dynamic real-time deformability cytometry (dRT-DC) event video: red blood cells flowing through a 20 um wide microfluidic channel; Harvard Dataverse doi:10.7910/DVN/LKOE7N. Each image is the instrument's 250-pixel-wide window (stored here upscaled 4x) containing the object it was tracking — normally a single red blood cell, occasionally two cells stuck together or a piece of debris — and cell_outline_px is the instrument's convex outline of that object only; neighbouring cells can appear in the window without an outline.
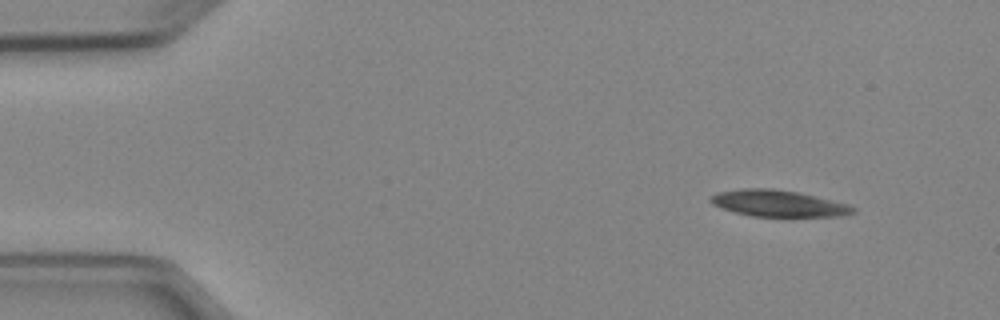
{"species": "Egyptian fruit bat (a non-hibernating species)", "species_latin": "Rousettus aegyptiacus", "temperature_condition": "cold", "stored_images_in_passage": 5, "camera_frame_rate_fps": 3000, "um_per_image_px": 0.085, "animal": {"sex": "female"}, "frame": {"image": 1, "passage_image": 1, "time_ms": 0.0, "image_size_px": [1000, 320], "cell_outline_px": [[856, 212], [840, 216], [792, 220], [752, 216], [720, 208], [712, 204], [708, 200], [716, 192], [740, 188], [772, 188], [800, 192], [848, 204], [856, 208]], "centroid_in_image_um": [66.21, 17.34], "position_along_channel_um": 18.8, "area_um2": 23.35}}
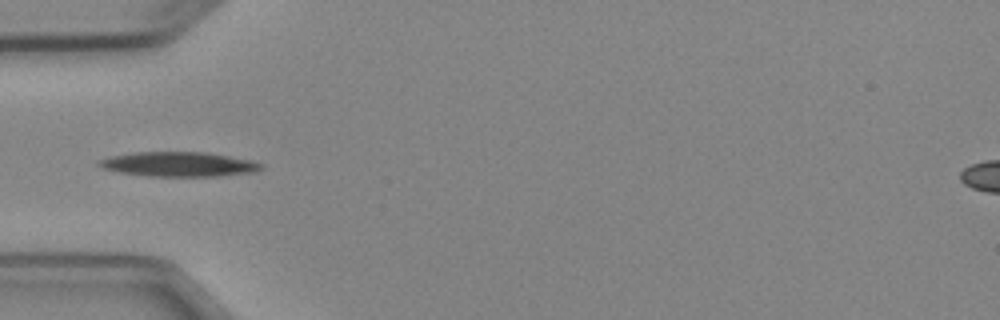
{"frame": {"image": 2, "passage_image": 4, "time_ms": 3.667, "image_size_px": [1000, 320], "cell_outline_px": [[264, 168], [256, 172], [216, 176], [148, 176], [120, 172], [100, 168], [96, 164], [96, 160], [108, 156], [136, 152], [208, 152], [252, 160], [264, 164]], "centroid_in_image_um": [15.18, 13.95], "position_along_channel_um": 69.8, "area_um2": 23.58}}